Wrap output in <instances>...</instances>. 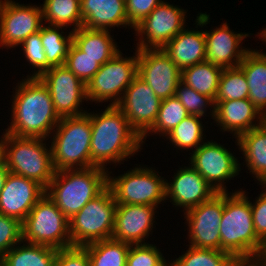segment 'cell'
Instances as JSON below:
<instances>
[{
	"instance_id": "obj_37",
	"label": "cell",
	"mask_w": 266,
	"mask_h": 266,
	"mask_svg": "<svg viewBox=\"0 0 266 266\" xmlns=\"http://www.w3.org/2000/svg\"><path fill=\"white\" fill-rule=\"evenodd\" d=\"M175 97L182 103L189 115L206 117L207 108L210 112L207 113L214 118L215 103L211 97L200 94L183 82H179L176 89ZM212 109V110H211Z\"/></svg>"
},
{
	"instance_id": "obj_42",
	"label": "cell",
	"mask_w": 266,
	"mask_h": 266,
	"mask_svg": "<svg viewBox=\"0 0 266 266\" xmlns=\"http://www.w3.org/2000/svg\"><path fill=\"white\" fill-rule=\"evenodd\" d=\"M164 0H126L129 26L134 29Z\"/></svg>"
},
{
	"instance_id": "obj_12",
	"label": "cell",
	"mask_w": 266,
	"mask_h": 266,
	"mask_svg": "<svg viewBox=\"0 0 266 266\" xmlns=\"http://www.w3.org/2000/svg\"><path fill=\"white\" fill-rule=\"evenodd\" d=\"M186 14L182 7L163 1L134 28V36L138 37L135 48L162 49L187 27Z\"/></svg>"
},
{
	"instance_id": "obj_18",
	"label": "cell",
	"mask_w": 266,
	"mask_h": 266,
	"mask_svg": "<svg viewBox=\"0 0 266 266\" xmlns=\"http://www.w3.org/2000/svg\"><path fill=\"white\" fill-rule=\"evenodd\" d=\"M46 189L24 176L9 172L0 193V213L23 223Z\"/></svg>"
},
{
	"instance_id": "obj_7",
	"label": "cell",
	"mask_w": 266,
	"mask_h": 266,
	"mask_svg": "<svg viewBox=\"0 0 266 266\" xmlns=\"http://www.w3.org/2000/svg\"><path fill=\"white\" fill-rule=\"evenodd\" d=\"M116 207L113 193L107 186L69 219L71 247H84L97 241L111 239Z\"/></svg>"
},
{
	"instance_id": "obj_1",
	"label": "cell",
	"mask_w": 266,
	"mask_h": 266,
	"mask_svg": "<svg viewBox=\"0 0 266 266\" xmlns=\"http://www.w3.org/2000/svg\"><path fill=\"white\" fill-rule=\"evenodd\" d=\"M17 84L11 99V123L5 133L49 139L61 118L55 111L47 86L39 77H25Z\"/></svg>"
},
{
	"instance_id": "obj_8",
	"label": "cell",
	"mask_w": 266,
	"mask_h": 266,
	"mask_svg": "<svg viewBox=\"0 0 266 266\" xmlns=\"http://www.w3.org/2000/svg\"><path fill=\"white\" fill-rule=\"evenodd\" d=\"M108 187L117 205H149L158 207L166 201V179L153 167L137 164L119 176H110ZM165 200V201H164Z\"/></svg>"
},
{
	"instance_id": "obj_5",
	"label": "cell",
	"mask_w": 266,
	"mask_h": 266,
	"mask_svg": "<svg viewBox=\"0 0 266 266\" xmlns=\"http://www.w3.org/2000/svg\"><path fill=\"white\" fill-rule=\"evenodd\" d=\"M91 137L90 112L61 118L49 142L55 171L90 168Z\"/></svg>"
},
{
	"instance_id": "obj_25",
	"label": "cell",
	"mask_w": 266,
	"mask_h": 266,
	"mask_svg": "<svg viewBox=\"0 0 266 266\" xmlns=\"http://www.w3.org/2000/svg\"><path fill=\"white\" fill-rule=\"evenodd\" d=\"M239 152L244 155L245 167L259 185L266 184V120L258 127L243 133L236 140Z\"/></svg>"
},
{
	"instance_id": "obj_41",
	"label": "cell",
	"mask_w": 266,
	"mask_h": 266,
	"mask_svg": "<svg viewBox=\"0 0 266 266\" xmlns=\"http://www.w3.org/2000/svg\"><path fill=\"white\" fill-rule=\"evenodd\" d=\"M22 241V223L0 213V256Z\"/></svg>"
},
{
	"instance_id": "obj_44",
	"label": "cell",
	"mask_w": 266,
	"mask_h": 266,
	"mask_svg": "<svg viewBox=\"0 0 266 266\" xmlns=\"http://www.w3.org/2000/svg\"><path fill=\"white\" fill-rule=\"evenodd\" d=\"M54 266H90L89 255L83 247L58 249Z\"/></svg>"
},
{
	"instance_id": "obj_20",
	"label": "cell",
	"mask_w": 266,
	"mask_h": 266,
	"mask_svg": "<svg viewBox=\"0 0 266 266\" xmlns=\"http://www.w3.org/2000/svg\"><path fill=\"white\" fill-rule=\"evenodd\" d=\"M171 182L166 179V200L183 212L209 200L216 192L190 164L180 167ZM170 198V199H169Z\"/></svg>"
},
{
	"instance_id": "obj_11",
	"label": "cell",
	"mask_w": 266,
	"mask_h": 266,
	"mask_svg": "<svg viewBox=\"0 0 266 266\" xmlns=\"http://www.w3.org/2000/svg\"><path fill=\"white\" fill-rule=\"evenodd\" d=\"M214 140H207L190 152V165L207 181L216 193H228L226 182L239 175L242 166L238 157ZM226 181V182H225ZM227 189V190H226Z\"/></svg>"
},
{
	"instance_id": "obj_36",
	"label": "cell",
	"mask_w": 266,
	"mask_h": 266,
	"mask_svg": "<svg viewBox=\"0 0 266 266\" xmlns=\"http://www.w3.org/2000/svg\"><path fill=\"white\" fill-rule=\"evenodd\" d=\"M248 87L245 74L239 66L234 68H223L214 103L248 99Z\"/></svg>"
},
{
	"instance_id": "obj_40",
	"label": "cell",
	"mask_w": 266,
	"mask_h": 266,
	"mask_svg": "<svg viewBox=\"0 0 266 266\" xmlns=\"http://www.w3.org/2000/svg\"><path fill=\"white\" fill-rule=\"evenodd\" d=\"M21 46L24 58L34 69H37L32 74H27L26 77H40L47 71V58L41 42L40 30L29 35L18 47Z\"/></svg>"
},
{
	"instance_id": "obj_49",
	"label": "cell",
	"mask_w": 266,
	"mask_h": 266,
	"mask_svg": "<svg viewBox=\"0 0 266 266\" xmlns=\"http://www.w3.org/2000/svg\"><path fill=\"white\" fill-rule=\"evenodd\" d=\"M0 266H3V256H0Z\"/></svg>"
},
{
	"instance_id": "obj_46",
	"label": "cell",
	"mask_w": 266,
	"mask_h": 266,
	"mask_svg": "<svg viewBox=\"0 0 266 266\" xmlns=\"http://www.w3.org/2000/svg\"><path fill=\"white\" fill-rule=\"evenodd\" d=\"M9 172L10 171L7 169L6 165H4L3 167L0 168V193L4 188V184H5V181H6V178L9 174Z\"/></svg>"
},
{
	"instance_id": "obj_26",
	"label": "cell",
	"mask_w": 266,
	"mask_h": 266,
	"mask_svg": "<svg viewBox=\"0 0 266 266\" xmlns=\"http://www.w3.org/2000/svg\"><path fill=\"white\" fill-rule=\"evenodd\" d=\"M260 50L250 49L239 67L243 70L249 86L248 99L266 118V53Z\"/></svg>"
},
{
	"instance_id": "obj_23",
	"label": "cell",
	"mask_w": 266,
	"mask_h": 266,
	"mask_svg": "<svg viewBox=\"0 0 266 266\" xmlns=\"http://www.w3.org/2000/svg\"><path fill=\"white\" fill-rule=\"evenodd\" d=\"M213 120L222 132H230L237 139L243 133L260 126L266 118L249 99H240L216 103Z\"/></svg>"
},
{
	"instance_id": "obj_30",
	"label": "cell",
	"mask_w": 266,
	"mask_h": 266,
	"mask_svg": "<svg viewBox=\"0 0 266 266\" xmlns=\"http://www.w3.org/2000/svg\"><path fill=\"white\" fill-rule=\"evenodd\" d=\"M222 70V67L205 61L181 70V82L214 100Z\"/></svg>"
},
{
	"instance_id": "obj_33",
	"label": "cell",
	"mask_w": 266,
	"mask_h": 266,
	"mask_svg": "<svg viewBox=\"0 0 266 266\" xmlns=\"http://www.w3.org/2000/svg\"><path fill=\"white\" fill-rule=\"evenodd\" d=\"M201 118L196 115L187 116L165 138L170 140L169 142L172 143L170 145H174L177 150L195 151L206 139L204 137L206 129Z\"/></svg>"
},
{
	"instance_id": "obj_43",
	"label": "cell",
	"mask_w": 266,
	"mask_h": 266,
	"mask_svg": "<svg viewBox=\"0 0 266 266\" xmlns=\"http://www.w3.org/2000/svg\"><path fill=\"white\" fill-rule=\"evenodd\" d=\"M261 193L256 197L255 202L251 204L252 220L254 223L255 233L263 242H266V186L262 185Z\"/></svg>"
},
{
	"instance_id": "obj_38",
	"label": "cell",
	"mask_w": 266,
	"mask_h": 266,
	"mask_svg": "<svg viewBox=\"0 0 266 266\" xmlns=\"http://www.w3.org/2000/svg\"><path fill=\"white\" fill-rule=\"evenodd\" d=\"M71 70L85 85L98 72L101 65L98 59L84 55L73 43H71L67 58L64 64Z\"/></svg>"
},
{
	"instance_id": "obj_50",
	"label": "cell",
	"mask_w": 266,
	"mask_h": 266,
	"mask_svg": "<svg viewBox=\"0 0 266 266\" xmlns=\"http://www.w3.org/2000/svg\"><path fill=\"white\" fill-rule=\"evenodd\" d=\"M5 0H0V11Z\"/></svg>"
},
{
	"instance_id": "obj_45",
	"label": "cell",
	"mask_w": 266,
	"mask_h": 266,
	"mask_svg": "<svg viewBox=\"0 0 266 266\" xmlns=\"http://www.w3.org/2000/svg\"><path fill=\"white\" fill-rule=\"evenodd\" d=\"M5 165V132L0 137V168Z\"/></svg>"
},
{
	"instance_id": "obj_14",
	"label": "cell",
	"mask_w": 266,
	"mask_h": 266,
	"mask_svg": "<svg viewBox=\"0 0 266 266\" xmlns=\"http://www.w3.org/2000/svg\"><path fill=\"white\" fill-rule=\"evenodd\" d=\"M39 78L47 86L60 118L88 112L80 107L87 101L86 85L65 65L52 67Z\"/></svg>"
},
{
	"instance_id": "obj_2",
	"label": "cell",
	"mask_w": 266,
	"mask_h": 266,
	"mask_svg": "<svg viewBox=\"0 0 266 266\" xmlns=\"http://www.w3.org/2000/svg\"><path fill=\"white\" fill-rule=\"evenodd\" d=\"M90 120L91 167L109 170L107 165L123 164L143 149L142 138L117 106L107 105L101 113L90 112Z\"/></svg>"
},
{
	"instance_id": "obj_47",
	"label": "cell",
	"mask_w": 266,
	"mask_h": 266,
	"mask_svg": "<svg viewBox=\"0 0 266 266\" xmlns=\"http://www.w3.org/2000/svg\"><path fill=\"white\" fill-rule=\"evenodd\" d=\"M254 265L255 266H266V242L264 243L262 252Z\"/></svg>"
},
{
	"instance_id": "obj_35",
	"label": "cell",
	"mask_w": 266,
	"mask_h": 266,
	"mask_svg": "<svg viewBox=\"0 0 266 266\" xmlns=\"http://www.w3.org/2000/svg\"><path fill=\"white\" fill-rule=\"evenodd\" d=\"M189 116L185 107L175 97H170L165 100H161L158 117L153 127L142 137V143L145 144L148 136L155 134L159 137H165L171 132L184 118Z\"/></svg>"
},
{
	"instance_id": "obj_24",
	"label": "cell",
	"mask_w": 266,
	"mask_h": 266,
	"mask_svg": "<svg viewBox=\"0 0 266 266\" xmlns=\"http://www.w3.org/2000/svg\"><path fill=\"white\" fill-rule=\"evenodd\" d=\"M83 27L107 30L128 26L125 0H81Z\"/></svg>"
},
{
	"instance_id": "obj_28",
	"label": "cell",
	"mask_w": 266,
	"mask_h": 266,
	"mask_svg": "<svg viewBox=\"0 0 266 266\" xmlns=\"http://www.w3.org/2000/svg\"><path fill=\"white\" fill-rule=\"evenodd\" d=\"M57 251L47 245L22 240L3 256V266H54Z\"/></svg>"
},
{
	"instance_id": "obj_22",
	"label": "cell",
	"mask_w": 266,
	"mask_h": 266,
	"mask_svg": "<svg viewBox=\"0 0 266 266\" xmlns=\"http://www.w3.org/2000/svg\"><path fill=\"white\" fill-rule=\"evenodd\" d=\"M210 15L198 13L195 28L180 31L162 49L180 70L206 61V40L203 29L210 22Z\"/></svg>"
},
{
	"instance_id": "obj_31",
	"label": "cell",
	"mask_w": 266,
	"mask_h": 266,
	"mask_svg": "<svg viewBox=\"0 0 266 266\" xmlns=\"http://www.w3.org/2000/svg\"><path fill=\"white\" fill-rule=\"evenodd\" d=\"M65 28L62 26L43 24L40 29L41 42L47 58V71L52 67L65 64L73 37L72 30L66 35L63 31Z\"/></svg>"
},
{
	"instance_id": "obj_48",
	"label": "cell",
	"mask_w": 266,
	"mask_h": 266,
	"mask_svg": "<svg viewBox=\"0 0 266 266\" xmlns=\"http://www.w3.org/2000/svg\"><path fill=\"white\" fill-rule=\"evenodd\" d=\"M256 35H257V38L259 37V39H261V41H263V43L264 42L266 43V28L265 29L263 28V30L258 32Z\"/></svg>"
},
{
	"instance_id": "obj_39",
	"label": "cell",
	"mask_w": 266,
	"mask_h": 266,
	"mask_svg": "<svg viewBox=\"0 0 266 266\" xmlns=\"http://www.w3.org/2000/svg\"><path fill=\"white\" fill-rule=\"evenodd\" d=\"M155 245L149 243L131 245L126 266H171V262L164 258L163 253Z\"/></svg>"
},
{
	"instance_id": "obj_32",
	"label": "cell",
	"mask_w": 266,
	"mask_h": 266,
	"mask_svg": "<svg viewBox=\"0 0 266 266\" xmlns=\"http://www.w3.org/2000/svg\"><path fill=\"white\" fill-rule=\"evenodd\" d=\"M130 244L105 239L84 246L89 255L90 266H126Z\"/></svg>"
},
{
	"instance_id": "obj_10",
	"label": "cell",
	"mask_w": 266,
	"mask_h": 266,
	"mask_svg": "<svg viewBox=\"0 0 266 266\" xmlns=\"http://www.w3.org/2000/svg\"><path fill=\"white\" fill-rule=\"evenodd\" d=\"M123 57L121 50L104 63L98 72L86 84V97L96 103L110 102L109 106H117L126 88L138 76V53ZM89 100V101H88Z\"/></svg>"
},
{
	"instance_id": "obj_34",
	"label": "cell",
	"mask_w": 266,
	"mask_h": 266,
	"mask_svg": "<svg viewBox=\"0 0 266 266\" xmlns=\"http://www.w3.org/2000/svg\"><path fill=\"white\" fill-rule=\"evenodd\" d=\"M188 249L178 258L172 259L171 266H242L232 254L222 250L193 248Z\"/></svg>"
},
{
	"instance_id": "obj_21",
	"label": "cell",
	"mask_w": 266,
	"mask_h": 266,
	"mask_svg": "<svg viewBox=\"0 0 266 266\" xmlns=\"http://www.w3.org/2000/svg\"><path fill=\"white\" fill-rule=\"evenodd\" d=\"M229 23L204 31L206 40V61L222 68H234L244 59L249 48L242 47L243 40L250 33H237L230 29ZM241 46V47H240Z\"/></svg>"
},
{
	"instance_id": "obj_6",
	"label": "cell",
	"mask_w": 266,
	"mask_h": 266,
	"mask_svg": "<svg viewBox=\"0 0 266 266\" xmlns=\"http://www.w3.org/2000/svg\"><path fill=\"white\" fill-rule=\"evenodd\" d=\"M48 139L18 137L5 133V165L14 174L24 176L45 189L55 169Z\"/></svg>"
},
{
	"instance_id": "obj_27",
	"label": "cell",
	"mask_w": 266,
	"mask_h": 266,
	"mask_svg": "<svg viewBox=\"0 0 266 266\" xmlns=\"http://www.w3.org/2000/svg\"><path fill=\"white\" fill-rule=\"evenodd\" d=\"M111 32L107 30H93L82 26L73 31L72 43L84 55L98 59V63L102 66L120 51Z\"/></svg>"
},
{
	"instance_id": "obj_16",
	"label": "cell",
	"mask_w": 266,
	"mask_h": 266,
	"mask_svg": "<svg viewBox=\"0 0 266 266\" xmlns=\"http://www.w3.org/2000/svg\"><path fill=\"white\" fill-rule=\"evenodd\" d=\"M138 76L160 100L173 97L181 81V70L163 49H137Z\"/></svg>"
},
{
	"instance_id": "obj_4",
	"label": "cell",
	"mask_w": 266,
	"mask_h": 266,
	"mask_svg": "<svg viewBox=\"0 0 266 266\" xmlns=\"http://www.w3.org/2000/svg\"><path fill=\"white\" fill-rule=\"evenodd\" d=\"M108 186V170L101 167L56 171L46 188L47 196L71 219Z\"/></svg>"
},
{
	"instance_id": "obj_19",
	"label": "cell",
	"mask_w": 266,
	"mask_h": 266,
	"mask_svg": "<svg viewBox=\"0 0 266 266\" xmlns=\"http://www.w3.org/2000/svg\"><path fill=\"white\" fill-rule=\"evenodd\" d=\"M156 206L117 205L112 239L130 245L147 244L146 238L153 233ZM150 234V235H149Z\"/></svg>"
},
{
	"instance_id": "obj_17",
	"label": "cell",
	"mask_w": 266,
	"mask_h": 266,
	"mask_svg": "<svg viewBox=\"0 0 266 266\" xmlns=\"http://www.w3.org/2000/svg\"><path fill=\"white\" fill-rule=\"evenodd\" d=\"M161 100L150 86L137 76L126 88L117 107L142 138L155 124Z\"/></svg>"
},
{
	"instance_id": "obj_29",
	"label": "cell",
	"mask_w": 266,
	"mask_h": 266,
	"mask_svg": "<svg viewBox=\"0 0 266 266\" xmlns=\"http://www.w3.org/2000/svg\"><path fill=\"white\" fill-rule=\"evenodd\" d=\"M81 0H44L42 6L44 24L72 28L83 26ZM70 26V27H69Z\"/></svg>"
},
{
	"instance_id": "obj_15",
	"label": "cell",
	"mask_w": 266,
	"mask_h": 266,
	"mask_svg": "<svg viewBox=\"0 0 266 266\" xmlns=\"http://www.w3.org/2000/svg\"><path fill=\"white\" fill-rule=\"evenodd\" d=\"M41 5L5 0L0 11V47L16 48L43 26Z\"/></svg>"
},
{
	"instance_id": "obj_9",
	"label": "cell",
	"mask_w": 266,
	"mask_h": 266,
	"mask_svg": "<svg viewBox=\"0 0 266 266\" xmlns=\"http://www.w3.org/2000/svg\"><path fill=\"white\" fill-rule=\"evenodd\" d=\"M22 240L56 249L71 247L69 219L45 194L22 223Z\"/></svg>"
},
{
	"instance_id": "obj_13",
	"label": "cell",
	"mask_w": 266,
	"mask_h": 266,
	"mask_svg": "<svg viewBox=\"0 0 266 266\" xmlns=\"http://www.w3.org/2000/svg\"><path fill=\"white\" fill-rule=\"evenodd\" d=\"M223 210L224 193H216L209 200L184 212L189 246L220 250L219 227Z\"/></svg>"
},
{
	"instance_id": "obj_3",
	"label": "cell",
	"mask_w": 266,
	"mask_h": 266,
	"mask_svg": "<svg viewBox=\"0 0 266 266\" xmlns=\"http://www.w3.org/2000/svg\"><path fill=\"white\" fill-rule=\"evenodd\" d=\"M238 190L224 193V210L219 227L220 250L232 254L243 265H254L264 243L255 233L251 199L246 190Z\"/></svg>"
}]
</instances>
